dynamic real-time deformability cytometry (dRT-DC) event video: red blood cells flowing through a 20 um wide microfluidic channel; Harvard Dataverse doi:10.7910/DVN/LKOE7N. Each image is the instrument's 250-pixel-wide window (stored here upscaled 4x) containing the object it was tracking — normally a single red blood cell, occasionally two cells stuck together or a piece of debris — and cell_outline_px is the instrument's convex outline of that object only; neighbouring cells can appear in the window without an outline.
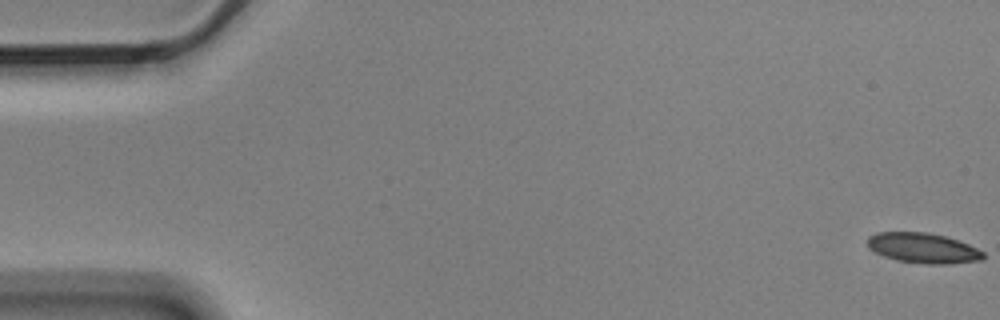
{"species": "Egyptian fruit bat (a non-hibernating species)", "species_latin": "Rousettus aegyptiacus", "temperature_condition": "cold", "stored_images_in_passage": 6, "camera_frame_rate_fps": 3000, "um_per_image_px": 0.085, "animal": {"sex": "male"}, "frame": {"image": 1, "passage_image": 1, "time_ms": 0.0, "image_size_px": [1000, 320], "cell_outline_px": [[984, 256], [980, 260], [948, 264], [924, 264], [896, 260], [884, 256], [876, 252], [868, 244], [868, 236], [880, 232], [928, 232], [948, 236], [968, 244], [984, 252]], "centroid_in_image_um": [78.49, 21.08], "position_along_channel_um": 6.5, "area_um2": 20.29}}